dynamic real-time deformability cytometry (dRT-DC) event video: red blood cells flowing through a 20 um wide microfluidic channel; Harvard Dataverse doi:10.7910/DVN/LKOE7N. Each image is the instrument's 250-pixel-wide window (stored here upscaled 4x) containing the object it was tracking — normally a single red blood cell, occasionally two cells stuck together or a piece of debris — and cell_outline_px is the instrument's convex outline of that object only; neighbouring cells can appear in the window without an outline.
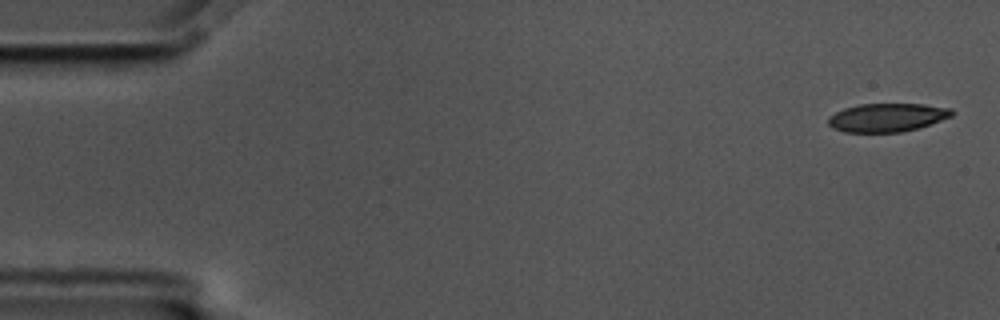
{"species": "common noctule bat (a hibernating species)", "species_latin": "Nyctalus noctula", "temperature_condition": "cold", "stored_images_in_passage": 12, "camera_frame_rate_fps": 3000, "um_per_image_px": 0.085, "animal": {"sex": "male", "body_mass_g": 17.5, "forearm_length_mm": 52.3}, "frame": {"image": 1, "passage_image": 2, "time_ms": 0.333, "image_size_px": [1000, 320], "cell_outline_px": [[952, 116], [916, 128], [900, 132], [844, 132], [832, 128], [828, 124], [828, 116], [844, 108], [860, 104], [924, 104], [952, 108]], "centroid_in_image_um": [75.36, 9.98], "position_along_channel_um": 9.6, "area_um2": 20.35}}